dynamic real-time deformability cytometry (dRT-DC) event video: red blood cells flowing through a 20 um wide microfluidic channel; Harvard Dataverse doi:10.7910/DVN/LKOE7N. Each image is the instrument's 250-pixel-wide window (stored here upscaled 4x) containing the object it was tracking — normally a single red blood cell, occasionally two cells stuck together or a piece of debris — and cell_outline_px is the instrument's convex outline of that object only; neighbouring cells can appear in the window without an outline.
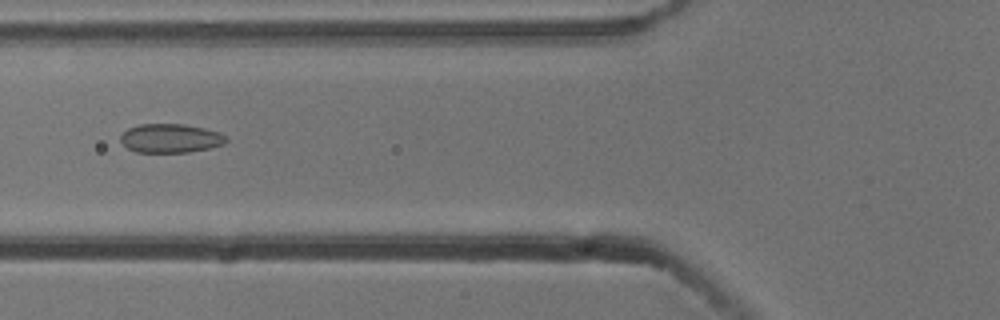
{"species": "common noctule bat (a hibernating species)", "species_latin": "Nyctalus noctula", "temperature_condition": "cold", "stored_images_in_passage": 5, "camera_frame_rate_fps": 3000, "um_per_image_px": 0.085, "animal": {"sex": "male", "body_mass_g": 13.3}, "frame": {"image": 1, "passage_image": 5, "time_ms": 1.333, "image_size_px": [1000, 320], "cell_outline_px": [[228, 140], [224, 144], [208, 148], [188, 152], [136, 152], [128, 148], [120, 140], [120, 136], [128, 128], [140, 124], [184, 124], [204, 128], [216, 132], [224, 136]], "centroid_in_image_um": [14.46, 11.75], "position_along_channel_um": 111.3, "area_um2": 17.57}}